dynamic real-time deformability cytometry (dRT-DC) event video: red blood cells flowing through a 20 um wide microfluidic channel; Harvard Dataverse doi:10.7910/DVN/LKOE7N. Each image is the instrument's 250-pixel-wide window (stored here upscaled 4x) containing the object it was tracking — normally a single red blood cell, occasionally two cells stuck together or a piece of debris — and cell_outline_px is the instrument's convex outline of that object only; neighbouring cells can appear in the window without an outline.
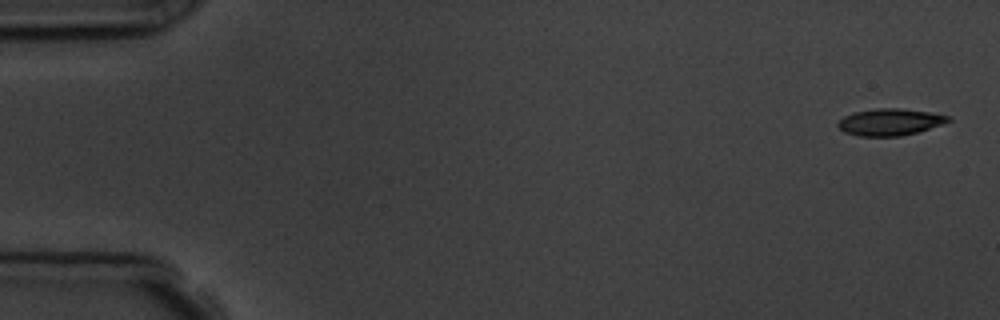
{"species": "common noctule bat (a hibernating species)", "species_latin": "Nyctalus noctula", "temperature_condition": "room temperature", "stored_images_in_passage": 5, "camera_frame_rate_fps": 3000, "um_per_image_px": 0.085, "animal": {"sex": "male", "body_mass_g": 19.5, "forearm_length_mm": 54.6}, "frame": {"image": 1, "passage_image": 1, "time_ms": 0.0, "image_size_px": [1000, 320], "cell_outline_px": [[952, 120], [916, 132], [900, 136], [860, 136], [844, 132], [836, 124], [844, 116], [852, 112], [876, 108], [900, 108], [928, 112], [952, 116]], "centroid_in_image_um": [75.62, 10.36], "position_along_channel_um": 9.4, "area_um2": 17.11}}
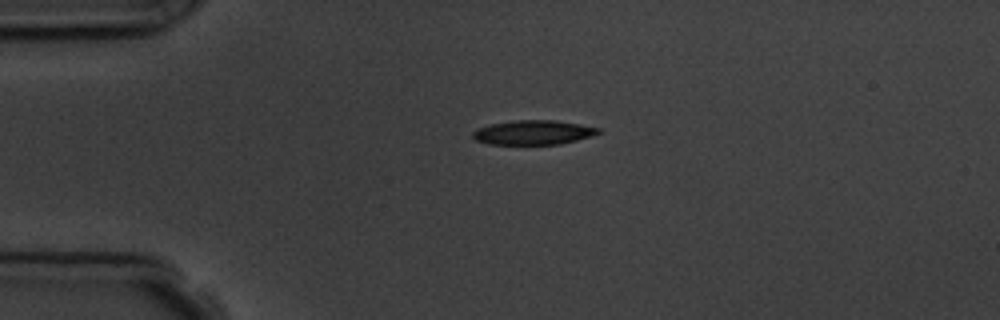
{"frame": {"image": 2, "passage_image": 4, "time_ms": 3.667, "image_size_px": [1000, 320], "cell_outline_px": [[600, 132], [592, 136], [560, 144], [488, 144], [476, 140], [472, 136], [472, 132], [476, 128], [488, 124], [512, 120], [556, 120], [580, 124], [600, 128]], "centroid_in_image_um": [45.29, 11.25], "position_along_channel_um": 39.7, "area_um2": 17.98}}